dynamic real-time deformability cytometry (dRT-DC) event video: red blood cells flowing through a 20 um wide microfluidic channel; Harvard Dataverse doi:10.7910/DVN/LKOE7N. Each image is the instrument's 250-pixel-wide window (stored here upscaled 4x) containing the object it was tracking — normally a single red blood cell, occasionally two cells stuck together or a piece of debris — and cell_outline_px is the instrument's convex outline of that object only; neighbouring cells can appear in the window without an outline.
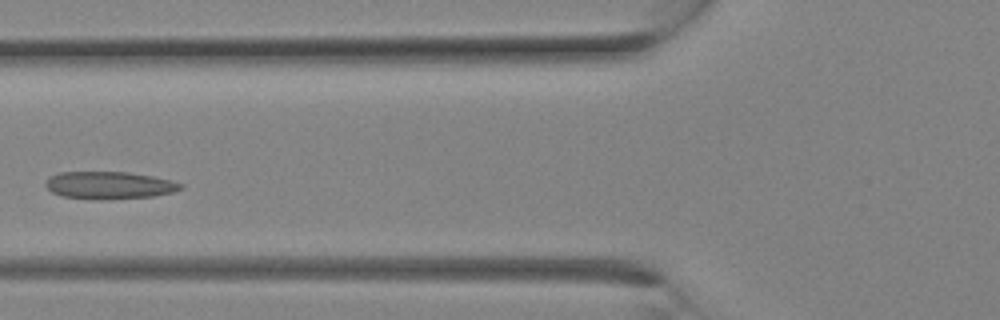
{"species": "Egyptian fruit bat (a non-hibernating species)", "species_latin": "Rousettus aegyptiacus", "temperature_condition": "room temperature", "stored_images_in_passage": 10, "camera_frame_rate_fps": 3000, "um_per_image_px": 0.085, "animal": {"sex": "female"}, "frame": {"image": 1, "passage_image": 9, "time_ms": 2.667, "image_size_px": [1000, 320], "cell_outline_px": [[184, 188], [172, 192], [152, 196], [64, 196], [52, 192], [44, 184], [48, 176], [60, 172], [128, 172], [152, 176], [172, 180], [184, 184]], "centroid_in_image_um": [9.31, 15.67], "position_along_channel_um": 116.5, "area_um2": 20.35}}